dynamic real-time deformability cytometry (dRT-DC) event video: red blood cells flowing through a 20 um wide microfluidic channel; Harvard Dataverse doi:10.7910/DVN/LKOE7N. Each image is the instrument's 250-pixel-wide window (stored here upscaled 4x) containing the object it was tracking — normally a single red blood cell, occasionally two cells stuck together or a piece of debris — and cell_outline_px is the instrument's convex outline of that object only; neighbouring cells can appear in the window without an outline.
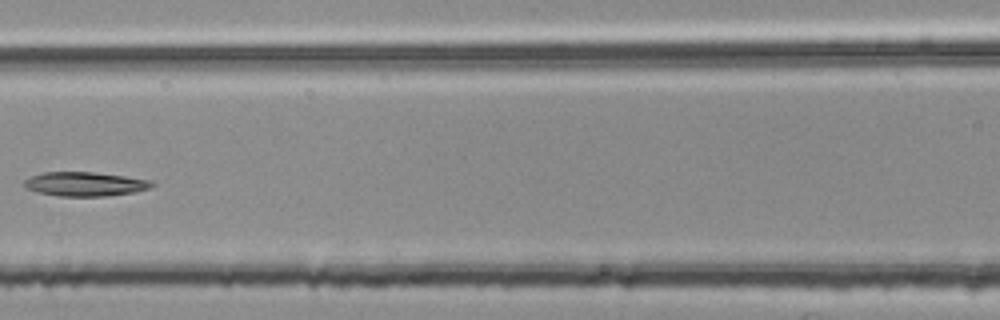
{"species": "common noctule bat (a hibernating species)", "species_latin": "Nyctalus noctula", "temperature_condition": "room temperature", "stored_images_in_passage": 5, "camera_frame_rate_fps": 3000, "um_per_image_px": 0.085, "animal": {"sex": "female", "body_mass_g": 25.1}, "frame": {"image": 1, "passage_image": 5, "time_ms": 1.333, "image_size_px": [1000, 320], "cell_outline_px": [[156, 184], [152, 188], [132, 192], [104, 196], [56, 196], [24, 188], [24, 180], [32, 176], [44, 172], [92, 172], [124, 176], [152, 180]], "centroid_in_image_um": [7.25, 15.64], "position_along_channel_um": 159.4, "area_um2": 17.92}}